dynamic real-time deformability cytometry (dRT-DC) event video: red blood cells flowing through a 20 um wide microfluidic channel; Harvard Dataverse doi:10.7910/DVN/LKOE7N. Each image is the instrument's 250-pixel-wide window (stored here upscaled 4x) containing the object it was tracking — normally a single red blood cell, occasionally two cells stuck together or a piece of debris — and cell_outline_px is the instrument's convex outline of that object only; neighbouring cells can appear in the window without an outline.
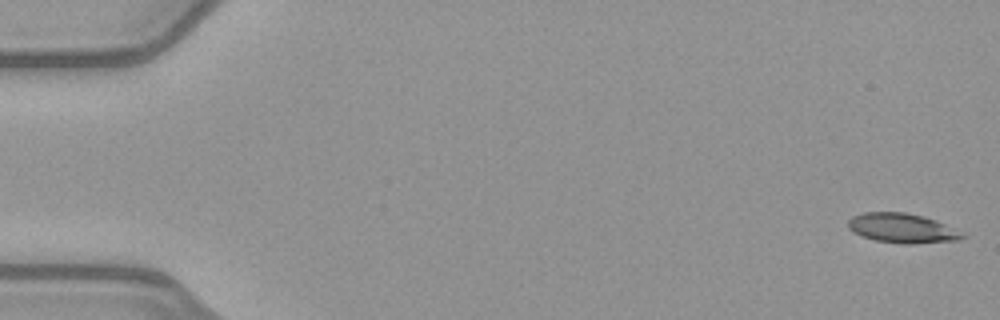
{"species": "common noctule bat (a hibernating species)", "species_latin": "Nyctalus noctula", "temperature_condition": "warm", "stored_images_in_passage": 51, "camera_frame_rate_fps": 3000, "um_per_image_px": 0.085, "animal": {"sex": "female", "body_mass_g": 21.9}, "frame": {"image": 1, "passage_image": 1, "time_ms": 0.0, "image_size_px": [1000, 320], "cell_outline_px": [[968, 236], [960, 240], [912, 244], [904, 244], [876, 240], [852, 232], [848, 228], [848, 220], [852, 216], [864, 212], [904, 212], [924, 216], [936, 220]], "centroid_in_image_um": [76.68, 19.39], "position_along_channel_um": 8.3, "area_um2": 19.65}}
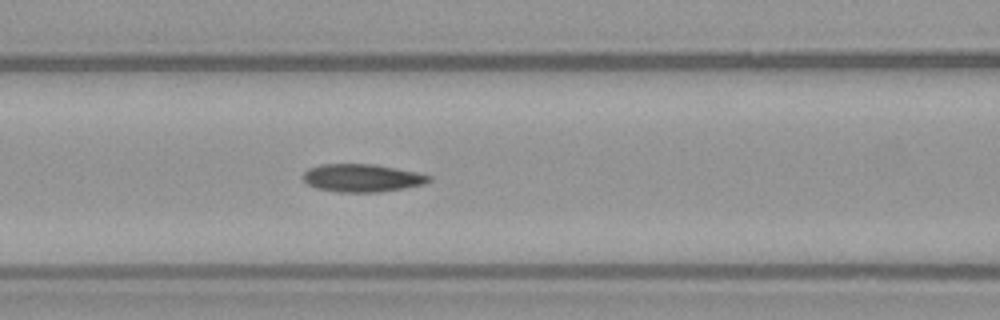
{"frame": {"image": 2, "passage_image": 22, "time_ms": 7.0, "image_size_px": [1000, 320], "cell_outline_px": [[432, 180], [424, 184], [404, 188], [380, 192], [336, 192], [316, 188], [308, 184], [300, 176], [308, 168], [320, 164], [372, 164], [416, 172], [432, 176]], "centroid_in_image_um": [30.74, 15.13], "position_along_channel_um": 135.9, "area_um2": 20.52}}
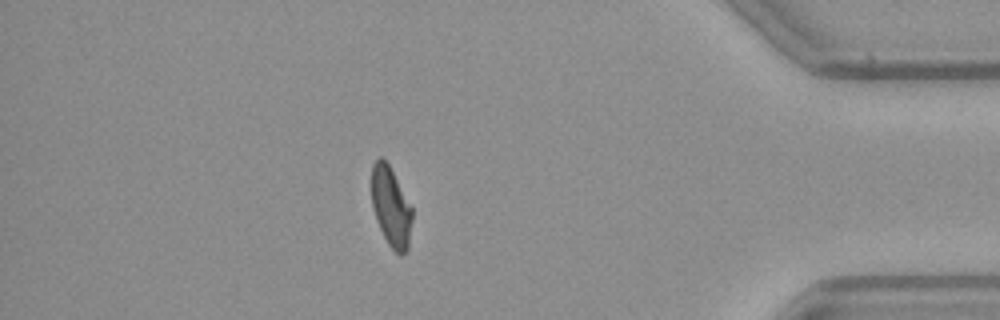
{"frame": {"image": 3, "passage_image": 45, "time_ms": 14.667, "image_size_px": [1000, 320], "cell_outline_px": [[412, 220], [408, 248], [400, 256], [388, 244], [376, 220], [372, 208], [372, 164], [380, 156], [388, 164], [412, 208]], "centroid_in_image_um": [33.22, 17.6], "position_along_channel_um": 402.0, "area_um2": 18.55}, "authors_computed_cell_mechanics": {"area_um2": 20.3456, "velocity_mm_per_s": 4.0079, "shape_relaxation_time_tau1_ms": 7.502, "shape_relaxation_time_tau2_ms": 2.6036, "deformation_change_tau1": 0.223, "deformation_change_tau2": 0.1012}}